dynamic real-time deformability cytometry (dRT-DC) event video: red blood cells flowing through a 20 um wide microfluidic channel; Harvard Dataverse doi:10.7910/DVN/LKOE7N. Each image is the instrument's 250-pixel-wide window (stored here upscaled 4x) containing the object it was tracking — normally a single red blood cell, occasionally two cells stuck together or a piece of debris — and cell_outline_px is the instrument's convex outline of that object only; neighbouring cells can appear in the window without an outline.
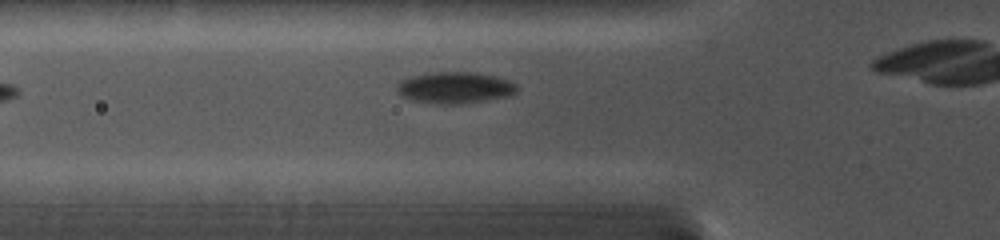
{"species": "common noctule bat (a hibernating species)", "species_latin": "Nyctalus noctula", "temperature_condition": "cold", "stored_images_in_passage": 24, "camera_frame_rate_fps": 5000, "um_per_image_px": 0.085, "animal": {"sex": "female", "body_mass_g": 19.0, "forearm_length_mm": 56.7}, "frame": {"image": 1, "passage_image": 4, "time_ms": 1.2, "image_size_px": [1000, 240], "cell_outline_px": [[520, 88], [512, 96], [460, 104], [436, 104], [412, 100], [400, 96], [396, 92], [396, 84], [400, 80], [412, 76], [428, 72], [472, 72], [492, 76], [508, 80], [516, 84]], "centroid_in_image_um": [38.64, 7.46], "position_along_channel_um": 87.2, "area_um2": 22.31}}
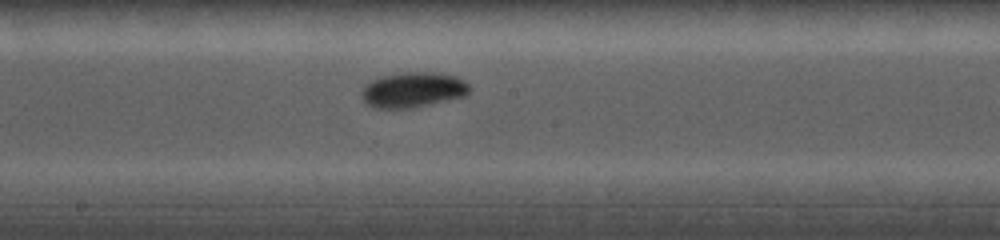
{"frame": {"image": 2, "passage_image": 12, "time_ms": 4.4, "image_size_px": [1000, 240], "cell_outline_px": [[472, 88], [464, 96], [416, 108], [376, 108], [364, 104], [360, 96], [360, 92], [372, 80], [380, 76], [404, 72], [436, 72], [456, 76], [464, 80]], "centroid_in_image_um": [35.1, 7.64], "position_along_channel_um": 213.1, "area_um2": 22.48}}
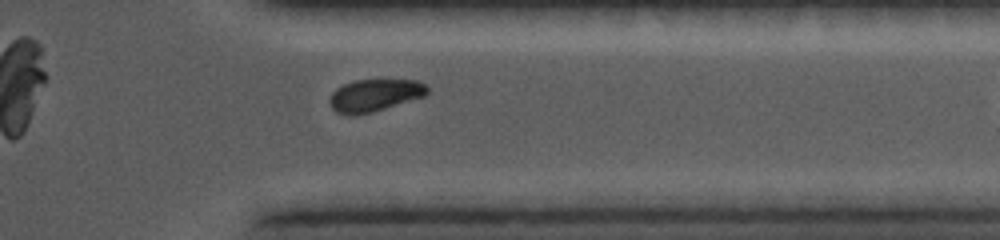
{"frame": {"image": 3, "passage_image": 23, "time_ms": 8.6, "image_size_px": [1000, 240], "cell_outline_px": [[428, 92], [424, 96], [372, 112], [356, 116], [336, 112], [332, 108], [328, 100], [332, 92], [336, 88], [344, 84], [356, 80], [416, 80], [424, 84], [428, 88]], "centroid_in_image_um": [31.81, 8.1], "position_along_channel_um": 379.6, "area_um2": 18.26}}